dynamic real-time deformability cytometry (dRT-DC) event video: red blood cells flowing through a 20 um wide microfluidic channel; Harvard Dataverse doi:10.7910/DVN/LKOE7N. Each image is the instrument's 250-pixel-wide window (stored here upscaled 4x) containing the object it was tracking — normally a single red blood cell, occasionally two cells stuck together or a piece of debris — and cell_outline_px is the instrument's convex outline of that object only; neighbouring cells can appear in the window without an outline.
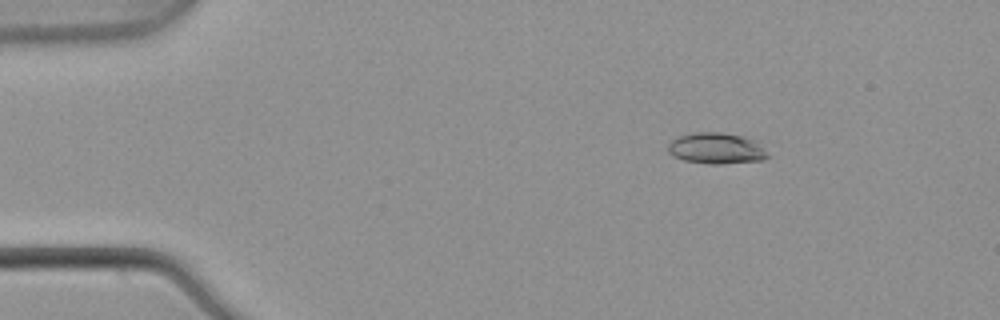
{"species": "common noctule bat (a hibernating species)", "species_latin": "Nyctalus noctula", "temperature_condition": "warm", "stored_images_in_passage": 3, "camera_frame_rate_fps": 3000, "um_per_image_px": 0.085, "animal": {"sex": "male", "body_mass_g": 21.5, "forearm_length_mm": 52.0}, "frame": {"image": 1, "passage_image": 1, "time_ms": 0.0, "image_size_px": [1000, 320], "cell_outline_px": [[768, 156], [764, 160], [724, 164], [712, 164], [684, 160], [672, 156], [668, 152], [668, 144], [676, 136], [692, 132], [720, 132], [740, 136], [756, 140]], "centroid_in_image_um": [60.84, 12.61], "position_along_channel_um": 24.2, "area_um2": 18.09}}
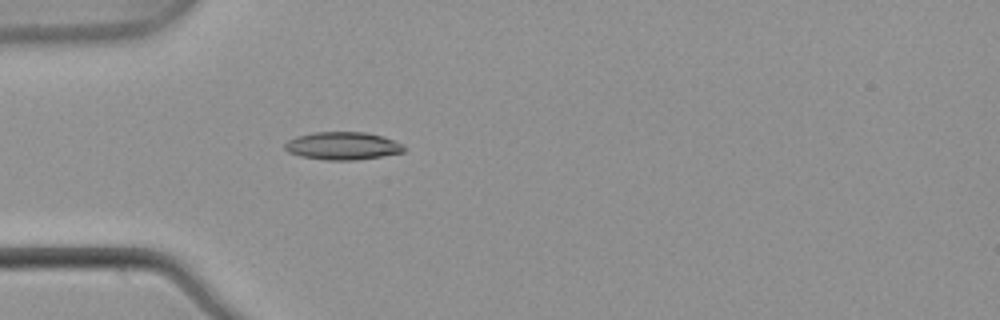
{"frame": {"image": 2, "passage_image": 3, "time_ms": 0.667, "image_size_px": [1000, 320], "cell_outline_px": [[404, 152], [356, 160], [328, 160], [300, 156], [288, 152], [284, 148], [284, 144], [288, 140], [296, 136], [312, 132], [364, 132], [380, 136], [392, 140], [400, 144], [404, 148]], "centroid_in_image_um": [29.05, 12.4], "position_along_channel_um": 55.9, "area_um2": 19.07}}